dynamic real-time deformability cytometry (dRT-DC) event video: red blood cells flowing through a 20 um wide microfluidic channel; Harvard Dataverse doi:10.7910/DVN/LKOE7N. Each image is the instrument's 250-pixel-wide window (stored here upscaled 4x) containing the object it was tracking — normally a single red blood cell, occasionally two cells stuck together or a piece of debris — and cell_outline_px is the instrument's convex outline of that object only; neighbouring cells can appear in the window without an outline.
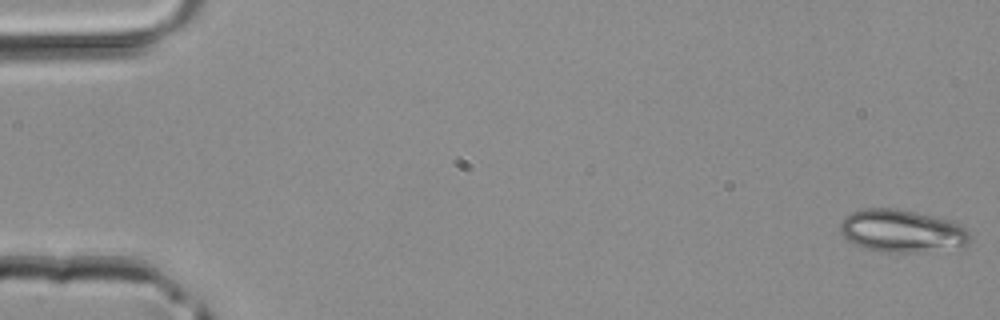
{"species": "common noctule bat (a hibernating species)", "species_latin": "Nyctalus noctula", "temperature_condition": "room temperature", "stored_images_in_passage": 15, "camera_frame_rate_fps": 3000, "um_per_image_px": 0.085, "animal": {"sex": "male", "body_mass_g": 20.4}, "frame": {"image": 1, "passage_image": 1, "time_ms": 0.0, "image_size_px": [1000, 320], "cell_outline_px": [[972, 236], [968, 244], [928, 252], [880, 252], [864, 248], [848, 240], [840, 232], [840, 220], [844, 216], [852, 212], [864, 208], [896, 208], [916, 212], [948, 220], [960, 224]], "centroid_in_image_um": [76.63, 19.63], "position_along_channel_um": 8.4, "area_um2": 32.31}}